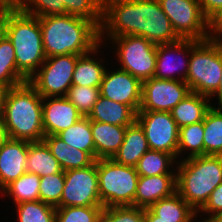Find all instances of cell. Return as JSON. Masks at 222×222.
Wrapping results in <instances>:
<instances>
[{
	"label": "cell",
	"mask_w": 222,
	"mask_h": 222,
	"mask_svg": "<svg viewBox=\"0 0 222 222\" xmlns=\"http://www.w3.org/2000/svg\"><path fill=\"white\" fill-rule=\"evenodd\" d=\"M140 36L150 42L169 44L181 38L158 0H103L100 38Z\"/></svg>",
	"instance_id": "6da1fadb"
},
{
	"label": "cell",
	"mask_w": 222,
	"mask_h": 222,
	"mask_svg": "<svg viewBox=\"0 0 222 222\" xmlns=\"http://www.w3.org/2000/svg\"><path fill=\"white\" fill-rule=\"evenodd\" d=\"M42 141L47 145L52 155L58 160L63 171L85 168L96 161L88 152L68 146L56 135L45 136Z\"/></svg>",
	"instance_id": "603a6c76"
},
{
	"label": "cell",
	"mask_w": 222,
	"mask_h": 222,
	"mask_svg": "<svg viewBox=\"0 0 222 222\" xmlns=\"http://www.w3.org/2000/svg\"><path fill=\"white\" fill-rule=\"evenodd\" d=\"M144 221L145 222H166L165 220H158V216H156L149 208L144 209Z\"/></svg>",
	"instance_id": "f6af8a7d"
},
{
	"label": "cell",
	"mask_w": 222,
	"mask_h": 222,
	"mask_svg": "<svg viewBox=\"0 0 222 222\" xmlns=\"http://www.w3.org/2000/svg\"><path fill=\"white\" fill-rule=\"evenodd\" d=\"M46 57L83 55L100 43L99 28L90 20L74 15L39 17Z\"/></svg>",
	"instance_id": "7a4b0ae2"
},
{
	"label": "cell",
	"mask_w": 222,
	"mask_h": 222,
	"mask_svg": "<svg viewBox=\"0 0 222 222\" xmlns=\"http://www.w3.org/2000/svg\"><path fill=\"white\" fill-rule=\"evenodd\" d=\"M190 92L185 81L152 77L142 82V101L139 111L170 112Z\"/></svg>",
	"instance_id": "4fadbf2b"
},
{
	"label": "cell",
	"mask_w": 222,
	"mask_h": 222,
	"mask_svg": "<svg viewBox=\"0 0 222 222\" xmlns=\"http://www.w3.org/2000/svg\"><path fill=\"white\" fill-rule=\"evenodd\" d=\"M100 43L106 44V46L108 44L110 47L109 53H113L112 56L116 54L114 57L111 56V59L112 63L116 59L117 64L116 61L113 64L118 66L117 68L130 73L141 82L154 76L156 69V44L144 37L131 35L100 38Z\"/></svg>",
	"instance_id": "52a82bcc"
},
{
	"label": "cell",
	"mask_w": 222,
	"mask_h": 222,
	"mask_svg": "<svg viewBox=\"0 0 222 222\" xmlns=\"http://www.w3.org/2000/svg\"><path fill=\"white\" fill-rule=\"evenodd\" d=\"M68 14L88 19L100 28L103 20V0H68Z\"/></svg>",
	"instance_id": "8d00e7d4"
},
{
	"label": "cell",
	"mask_w": 222,
	"mask_h": 222,
	"mask_svg": "<svg viewBox=\"0 0 222 222\" xmlns=\"http://www.w3.org/2000/svg\"><path fill=\"white\" fill-rule=\"evenodd\" d=\"M137 113L128 105L99 96L92 111L87 116L92 121L118 126H129L136 121Z\"/></svg>",
	"instance_id": "7402d4cb"
},
{
	"label": "cell",
	"mask_w": 222,
	"mask_h": 222,
	"mask_svg": "<svg viewBox=\"0 0 222 222\" xmlns=\"http://www.w3.org/2000/svg\"><path fill=\"white\" fill-rule=\"evenodd\" d=\"M29 141L8 138L0 146V192L26 172Z\"/></svg>",
	"instance_id": "e0dca14e"
},
{
	"label": "cell",
	"mask_w": 222,
	"mask_h": 222,
	"mask_svg": "<svg viewBox=\"0 0 222 222\" xmlns=\"http://www.w3.org/2000/svg\"><path fill=\"white\" fill-rule=\"evenodd\" d=\"M208 28H209L211 37L222 38V7L208 21Z\"/></svg>",
	"instance_id": "b9f144b4"
},
{
	"label": "cell",
	"mask_w": 222,
	"mask_h": 222,
	"mask_svg": "<svg viewBox=\"0 0 222 222\" xmlns=\"http://www.w3.org/2000/svg\"><path fill=\"white\" fill-rule=\"evenodd\" d=\"M79 56L68 54L47 57L28 82L43 98L66 97Z\"/></svg>",
	"instance_id": "9c48e42d"
},
{
	"label": "cell",
	"mask_w": 222,
	"mask_h": 222,
	"mask_svg": "<svg viewBox=\"0 0 222 222\" xmlns=\"http://www.w3.org/2000/svg\"><path fill=\"white\" fill-rule=\"evenodd\" d=\"M210 99V104L211 107L213 108H218V109H222V75H221V80H220V84L219 87L217 88V90L209 97ZM212 99V100H211ZM215 99V101H213ZM218 100V101H217ZM213 103V104H212ZM215 103V104H214ZM217 104V105H216Z\"/></svg>",
	"instance_id": "ee69618b"
},
{
	"label": "cell",
	"mask_w": 222,
	"mask_h": 222,
	"mask_svg": "<svg viewBox=\"0 0 222 222\" xmlns=\"http://www.w3.org/2000/svg\"><path fill=\"white\" fill-rule=\"evenodd\" d=\"M68 146L88 152L94 158V142L91 120L83 116L74 125L56 135Z\"/></svg>",
	"instance_id": "1f68e13d"
},
{
	"label": "cell",
	"mask_w": 222,
	"mask_h": 222,
	"mask_svg": "<svg viewBox=\"0 0 222 222\" xmlns=\"http://www.w3.org/2000/svg\"><path fill=\"white\" fill-rule=\"evenodd\" d=\"M110 64V67L105 70L100 85V95L128 105L137 113L142 101V82L130 73L114 68V64Z\"/></svg>",
	"instance_id": "5bb4252c"
},
{
	"label": "cell",
	"mask_w": 222,
	"mask_h": 222,
	"mask_svg": "<svg viewBox=\"0 0 222 222\" xmlns=\"http://www.w3.org/2000/svg\"><path fill=\"white\" fill-rule=\"evenodd\" d=\"M40 176L25 172L17 180L7 185L1 192V199L8 198L12 205L39 200ZM3 197V198H2Z\"/></svg>",
	"instance_id": "4316f807"
},
{
	"label": "cell",
	"mask_w": 222,
	"mask_h": 222,
	"mask_svg": "<svg viewBox=\"0 0 222 222\" xmlns=\"http://www.w3.org/2000/svg\"><path fill=\"white\" fill-rule=\"evenodd\" d=\"M163 12L181 39L203 41L211 38L208 20L198 0H158Z\"/></svg>",
	"instance_id": "30bf717a"
},
{
	"label": "cell",
	"mask_w": 222,
	"mask_h": 222,
	"mask_svg": "<svg viewBox=\"0 0 222 222\" xmlns=\"http://www.w3.org/2000/svg\"><path fill=\"white\" fill-rule=\"evenodd\" d=\"M222 183V156L203 155L177 161L176 192L198 212Z\"/></svg>",
	"instance_id": "277c9868"
},
{
	"label": "cell",
	"mask_w": 222,
	"mask_h": 222,
	"mask_svg": "<svg viewBox=\"0 0 222 222\" xmlns=\"http://www.w3.org/2000/svg\"><path fill=\"white\" fill-rule=\"evenodd\" d=\"M4 34L14 47L18 72L28 81L47 58L39 18L22 11H9Z\"/></svg>",
	"instance_id": "5b68a950"
},
{
	"label": "cell",
	"mask_w": 222,
	"mask_h": 222,
	"mask_svg": "<svg viewBox=\"0 0 222 222\" xmlns=\"http://www.w3.org/2000/svg\"><path fill=\"white\" fill-rule=\"evenodd\" d=\"M11 210L16 222H56V208L40 200L22 202ZM16 211V212H15Z\"/></svg>",
	"instance_id": "d6a6232c"
},
{
	"label": "cell",
	"mask_w": 222,
	"mask_h": 222,
	"mask_svg": "<svg viewBox=\"0 0 222 222\" xmlns=\"http://www.w3.org/2000/svg\"><path fill=\"white\" fill-rule=\"evenodd\" d=\"M25 0H0V7L9 11H21Z\"/></svg>",
	"instance_id": "7bdbcfd3"
},
{
	"label": "cell",
	"mask_w": 222,
	"mask_h": 222,
	"mask_svg": "<svg viewBox=\"0 0 222 222\" xmlns=\"http://www.w3.org/2000/svg\"><path fill=\"white\" fill-rule=\"evenodd\" d=\"M99 196L103 207L134 206L139 174L133 166L97 159Z\"/></svg>",
	"instance_id": "ba28073f"
},
{
	"label": "cell",
	"mask_w": 222,
	"mask_h": 222,
	"mask_svg": "<svg viewBox=\"0 0 222 222\" xmlns=\"http://www.w3.org/2000/svg\"><path fill=\"white\" fill-rule=\"evenodd\" d=\"M222 75V38L191 39V52L185 82L190 90L210 97L219 87Z\"/></svg>",
	"instance_id": "8992f818"
},
{
	"label": "cell",
	"mask_w": 222,
	"mask_h": 222,
	"mask_svg": "<svg viewBox=\"0 0 222 222\" xmlns=\"http://www.w3.org/2000/svg\"><path fill=\"white\" fill-rule=\"evenodd\" d=\"M191 52V39L157 45L156 69L157 79L185 81Z\"/></svg>",
	"instance_id": "9a60e30c"
},
{
	"label": "cell",
	"mask_w": 222,
	"mask_h": 222,
	"mask_svg": "<svg viewBox=\"0 0 222 222\" xmlns=\"http://www.w3.org/2000/svg\"><path fill=\"white\" fill-rule=\"evenodd\" d=\"M203 121L179 128L178 161L203 156Z\"/></svg>",
	"instance_id": "4dcf8cb0"
},
{
	"label": "cell",
	"mask_w": 222,
	"mask_h": 222,
	"mask_svg": "<svg viewBox=\"0 0 222 222\" xmlns=\"http://www.w3.org/2000/svg\"><path fill=\"white\" fill-rule=\"evenodd\" d=\"M198 218H200V219H198ZM192 222H220V221H218L217 219H205V218H201V217L196 216Z\"/></svg>",
	"instance_id": "681fc988"
},
{
	"label": "cell",
	"mask_w": 222,
	"mask_h": 222,
	"mask_svg": "<svg viewBox=\"0 0 222 222\" xmlns=\"http://www.w3.org/2000/svg\"><path fill=\"white\" fill-rule=\"evenodd\" d=\"M136 121L144 130L150 150L166 152L178 161L179 128L170 112L138 111Z\"/></svg>",
	"instance_id": "8fae6325"
},
{
	"label": "cell",
	"mask_w": 222,
	"mask_h": 222,
	"mask_svg": "<svg viewBox=\"0 0 222 222\" xmlns=\"http://www.w3.org/2000/svg\"><path fill=\"white\" fill-rule=\"evenodd\" d=\"M65 185L59 207L102 206L96 161L85 168L64 171Z\"/></svg>",
	"instance_id": "7c38bea8"
},
{
	"label": "cell",
	"mask_w": 222,
	"mask_h": 222,
	"mask_svg": "<svg viewBox=\"0 0 222 222\" xmlns=\"http://www.w3.org/2000/svg\"><path fill=\"white\" fill-rule=\"evenodd\" d=\"M42 113L45 136L57 135L83 117L66 97H44Z\"/></svg>",
	"instance_id": "2e32d148"
},
{
	"label": "cell",
	"mask_w": 222,
	"mask_h": 222,
	"mask_svg": "<svg viewBox=\"0 0 222 222\" xmlns=\"http://www.w3.org/2000/svg\"><path fill=\"white\" fill-rule=\"evenodd\" d=\"M176 192V175L139 176L134 206L149 208Z\"/></svg>",
	"instance_id": "d6986e66"
},
{
	"label": "cell",
	"mask_w": 222,
	"mask_h": 222,
	"mask_svg": "<svg viewBox=\"0 0 222 222\" xmlns=\"http://www.w3.org/2000/svg\"><path fill=\"white\" fill-rule=\"evenodd\" d=\"M217 220L222 222V214L217 218Z\"/></svg>",
	"instance_id": "f907efd6"
},
{
	"label": "cell",
	"mask_w": 222,
	"mask_h": 222,
	"mask_svg": "<svg viewBox=\"0 0 222 222\" xmlns=\"http://www.w3.org/2000/svg\"><path fill=\"white\" fill-rule=\"evenodd\" d=\"M176 165L177 160L171 154L149 149L135 168L139 176L176 175Z\"/></svg>",
	"instance_id": "83f0119b"
},
{
	"label": "cell",
	"mask_w": 222,
	"mask_h": 222,
	"mask_svg": "<svg viewBox=\"0 0 222 222\" xmlns=\"http://www.w3.org/2000/svg\"><path fill=\"white\" fill-rule=\"evenodd\" d=\"M64 185L65 175L63 170L58 174L40 177L39 200L58 208Z\"/></svg>",
	"instance_id": "e575fe53"
},
{
	"label": "cell",
	"mask_w": 222,
	"mask_h": 222,
	"mask_svg": "<svg viewBox=\"0 0 222 222\" xmlns=\"http://www.w3.org/2000/svg\"><path fill=\"white\" fill-rule=\"evenodd\" d=\"M22 12L37 16L68 14V0H25Z\"/></svg>",
	"instance_id": "74e56055"
},
{
	"label": "cell",
	"mask_w": 222,
	"mask_h": 222,
	"mask_svg": "<svg viewBox=\"0 0 222 222\" xmlns=\"http://www.w3.org/2000/svg\"><path fill=\"white\" fill-rule=\"evenodd\" d=\"M27 80L18 72L14 47L8 37H0V86L7 89L20 85Z\"/></svg>",
	"instance_id": "f546056e"
},
{
	"label": "cell",
	"mask_w": 222,
	"mask_h": 222,
	"mask_svg": "<svg viewBox=\"0 0 222 222\" xmlns=\"http://www.w3.org/2000/svg\"><path fill=\"white\" fill-rule=\"evenodd\" d=\"M6 91H7V88L0 86V120H2V116H3V104H4Z\"/></svg>",
	"instance_id": "7dc6e473"
},
{
	"label": "cell",
	"mask_w": 222,
	"mask_h": 222,
	"mask_svg": "<svg viewBox=\"0 0 222 222\" xmlns=\"http://www.w3.org/2000/svg\"><path fill=\"white\" fill-rule=\"evenodd\" d=\"M62 171L58 160L43 142H29L26 172L45 177Z\"/></svg>",
	"instance_id": "484cf974"
},
{
	"label": "cell",
	"mask_w": 222,
	"mask_h": 222,
	"mask_svg": "<svg viewBox=\"0 0 222 222\" xmlns=\"http://www.w3.org/2000/svg\"><path fill=\"white\" fill-rule=\"evenodd\" d=\"M127 126L112 125L91 120L94 159H112L124 141Z\"/></svg>",
	"instance_id": "ffe728a7"
},
{
	"label": "cell",
	"mask_w": 222,
	"mask_h": 222,
	"mask_svg": "<svg viewBox=\"0 0 222 222\" xmlns=\"http://www.w3.org/2000/svg\"><path fill=\"white\" fill-rule=\"evenodd\" d=\"M149 209L158 220L166 222H192L197 216V212L177 192L152 204Z\"/></svg>",
	"instance_id": "d4e9b609"
},
{
	"label": "cell",
	"mask_w": 222,
	"mask_h": 222,
	"mask_svg": "<svg viewBox=\"0 0 222 222\" xmlns=\"http://www.w3.org/2000/svg\"><path fill=\"white\" fill-rule=\"evenodd\" d=\"M106 47L108 48L105 44L99 43L90 52L79 56L72 75V85L100 88L105 70L110 65V61H106L102 56Z\"/></svg>",
	"instance_id": "ac0fdd59"
},
{
	"label": "cell",
	"mask_w": 222,
	"mask_h": 222,
	"mask_svg": "<svg viewBox=\"0 0 222 222\" xmlns=\"http://www.w3.org/2000/svg\"><path fill=\"white\" fill-rule=\"evenodd\" d=\"M42 99L27 81L7 89L2 122L8 138L40 142L45 137L43 130Z\"/></svg>",
	"instance_id": "3957f363"
},
{
	"label": "cell",
	"mask_w": 222,
	"mask_h": 222,
	"mask_svg": "<svg viewBox=\"0 0 222 222\" xmlns=\"http://www.w3.org/2000/svg\"><path fill=\"white\" fill-rule=\"evenodd\" d=\"M210 108L211 104L208 96L191 91L170 113L178 128H181L203 121Z\"/></svg>",
	"instance_id": "cb8c5ba5"
},
{
	"label": "cell",
	"mask_w": 222,
	"mask_h": 222,
	"mask_svg": "<svg viewBox=\"0 0 222 222\" xmlns=\"http://www.w3.org/2000/svg\"><path fill=\"white\" fill-rule=\"evenodd\" d=\"M201 11L209 21L222 7V0H198Z\"/></svg>",
	"instance_id": "60d3db41"
},
{
	"label": "cell",
	"mask_w": 222,
	"mask_h": 222,
	"mask_svg": "<svg viewBox=\"0 0 222 222\" xmlns=\"http://www.w3.org/2000/svg\"><path fill=\"white\" fill-rule=\"evenodd\" d=\"M8 139L6 128L2 120H0V146Z\"/></svg>",
	"instance_id": "c3c4849f"
},
{
	"label": "cell",
	"mask_w": 222,
	"mask_h": 222,
	"mask_svg": "<svg viewBox=\"0 0 222 222\" xmlns=\"http://www.w3.org/2000/svg\"><path fill=\"white\" fill-rule=\"evenodd\" d=\"M100 222H145L144 208L135 206L104 207Z\"/></svg>",
	"instance_id": "f35d334b"
},
{
	"label": "cell",
	"mask_w": 222,
	"mask_h": 222,
	"mask_svg": "<svg viewBox=\"0 0 222 222\" xmlns=\"http://www.w3.org/2000/svg\"><path fill=\"white\" fill-rule=\"evenodd\" d=\"M103 206H69L56 208V222H100Z\"/></svg>",
	"instance_id": "836d02e7"
},
{
	"label": "cell",
	"mask_w": 222,
	"mask_h": 222,
	"mask_svg": "<svg viewBox=\"0 0 222 222\" xmlns=\"http://www.w3.org/2000/svg\"><path fill=\"white\" fill-rule=\"evenodd\" d=\"M9 10L0 7V37L4 34V25Z\"/></svg>",
	"instance_id": "bcb514c9"
},
{
	"label": "cell",
	"mask_w": 222,
	"mask_h": 222,
	"mask_svg": "<svg viewBox=\"0 0 222 222\" xmlns=\"http://www.w3.org/2000/svg\"><path fill=\"white\" fill-rule=\"evenodd\" d=\"M222 214V183L210 194L206 204L197 212V216L205 219H217Z\"/></svg>",
	"instance_id": "ab89813d"
},
{
	"label": "cell",
	"mask_w": 222,
	"mask_h": 222,
	"mask_svg": "<svg viewBox=\"0 0 222 222\" xmlns=\"http://www.w3.org/2000/svg\"><path fill=\"white\" fill-rule=\"evenodd\" d=\"M203 155L222 156V109L211 107L203 120Z\"/></svg>",
	"instance_id": "f1b7e54d"
},
{
	"label": "cell",
	"mask_w": 222,
	"mask_h": 222,
	"mask_svg": "<svg viewBox=\"0 0 222 222\" xmlns=\"http://www.w3.org/2000/svg\"><path fill=\"white\" fill-rule=\"evenodd\" d=\"M148 150L149 146L144 130L135 121L127 126L124 141L112 159L118 164L135 167Z\"/></svg>",
	"instance_id": "44dd1931"
},
{
	"label": "cell",
	"mask_w": 222,
	"mask_h": 222,
	"mask_svg": "<svg viewBox=\"0 0 222 222\" xmlns=\"http://www.w3.org/2000/svg\"><path fill=\"white\" fill-rule=\"evenodd\" d=\"M100 96V88L71 85L66 98L77 108L82 116H88Z\"/></svg>",
	"instance_id": "d590c367"
}]
</instances>
